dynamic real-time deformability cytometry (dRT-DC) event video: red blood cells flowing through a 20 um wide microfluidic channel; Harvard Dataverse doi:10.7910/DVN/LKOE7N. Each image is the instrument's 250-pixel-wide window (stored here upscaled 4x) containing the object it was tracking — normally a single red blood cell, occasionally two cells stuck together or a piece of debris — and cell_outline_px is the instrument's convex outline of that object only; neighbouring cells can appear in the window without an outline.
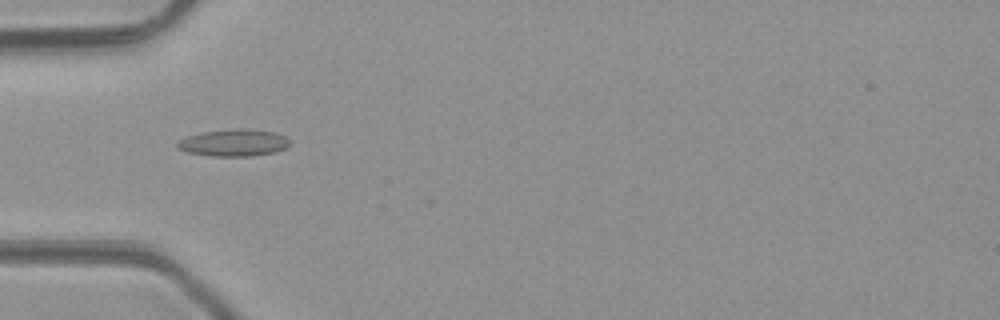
{"species": "common noctule bat (a hibernating species)", "species_latin": "Nyctalus noctula", "temperature_condition": "room temperature", "stored_images_in_passage": 40, "camera_frame_rate_fps": 3000, "um_per_image_px": 0.085, "animal": {"sex": "male", "body_mass_g": 23.1, "forearm_length_mm": 52.7}, "frame": {"image": 1, "passage_image": 7, "time_ms": 2.0, "image_size_px": [1000, 320], "cell_outline_px": [[288, 144], [284, 148], [272, 152], [252, 156], [212, 156], [188, 152], [176, 148], [176, 144], [180, 140], [188, 136], [200, 132], [244, 128], [276, 132], [284, 136], [288, 140]], "centroid_in_image_um": [19.83, 12.13], "position_along_channel_um": 65.2, "area_um2": 17.46}}
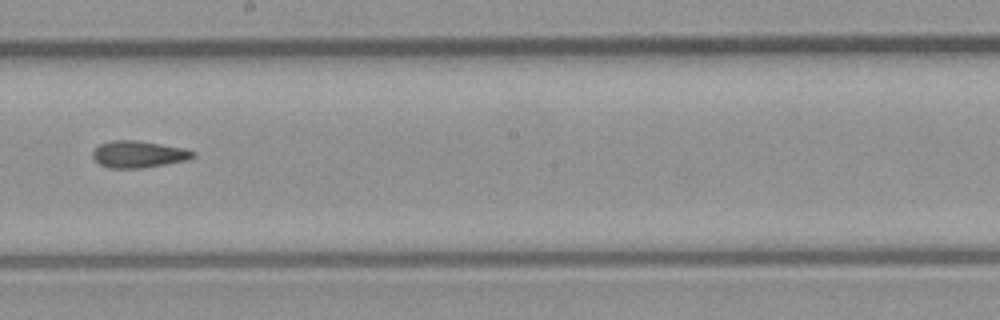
{"frame": {"image": 2, "passage_image": 19, "time_ms": 6.0, "image_size_px": [1000, 320], "cell_outline_px": [[196, 156], [184, 160], [164, 164], [140, 168], [108, 168], [100, 164], [92, 156], [92, 152], [100, 144], [112, 140], [140, 140], [184, 148], [196, 152]], "centroid_in_image_um": [11.77, 13.1], "position_along_channel_um": 236.4, "area_um2": 15.61}}
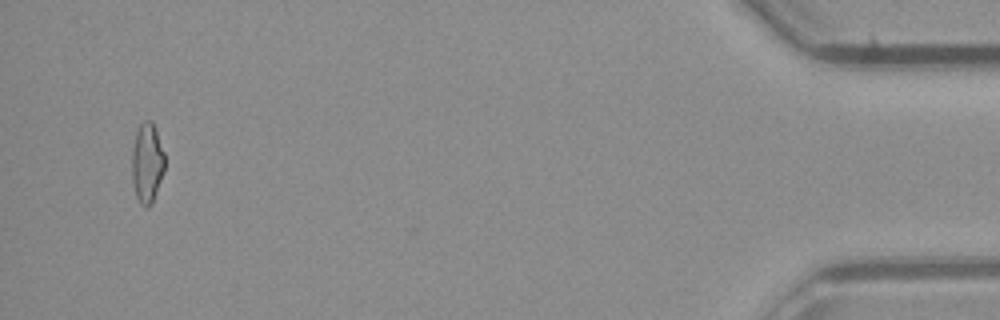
{"frame": {"image": 3, "passage_image": 38, "time_ms": 12.333, "image_size_px": [1000, 320], "cell_outline_px": [[164, 172], [152, 204], [148, 208], [144, 208], [140, 204], [136, 196], [132, 184], [132, 148], [136, 132], [140, 124], [144, 120], [152, 120], [156, 128], [164, 152]], "centroid_in_image_um": [12.5, 13.87], "position_along_channel_um": 422.7, "area_um2": 15.61}, "authors_computed_cell_mechanics": {"area_um2": 15.4326, "velocity_mm_per_s": 4.2722, "shape_relaxation_time_tau1_ms": null, "shape_relaxation_time_tau2_ms": 5.6705, "deformation_change_tau1": null, "deformation_change_tau2": 0.1731}}